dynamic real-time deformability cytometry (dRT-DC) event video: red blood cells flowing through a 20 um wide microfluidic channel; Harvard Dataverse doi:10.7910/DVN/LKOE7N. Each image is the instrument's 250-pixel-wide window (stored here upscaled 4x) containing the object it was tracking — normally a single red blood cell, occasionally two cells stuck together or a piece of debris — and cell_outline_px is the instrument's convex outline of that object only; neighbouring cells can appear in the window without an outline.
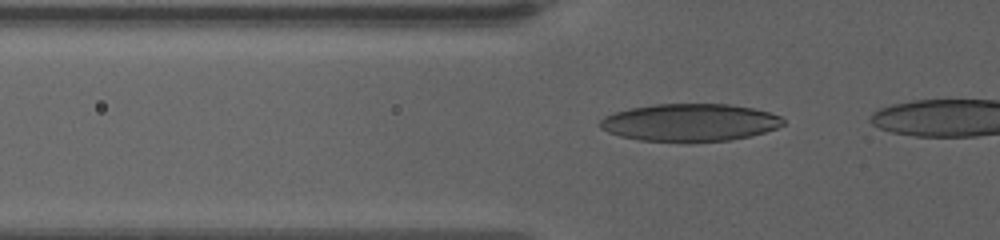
{"species": "human", "species_latin": "Homo sapiens", "temperature_condition": "warm", "stored_images_in_passage": 7, "camera_frame_rate_fps": 3000, "um_per_image_px": 0.085, "donor": {"sex": "female"}, "frame": {"image": 1, "passage_image": 3, "time_ms": 0.667, "image_size_px": [1000, 240], "cell_outline_px": [[784, 124], [776, 128], [764, 132], [748, 136], [728, 140], [640, 140], [620, 136], [608, 132], [600, 128], [600, 120], [604, 116], [628, 108], [656, 104], [728, 104], [752, 108], [768, 112], [780, 116], [784, 120]], "centroid_in_image_um": [58.62, 10.38], "position_along_channel_um": 67.2, "area_um2": 39.3}}